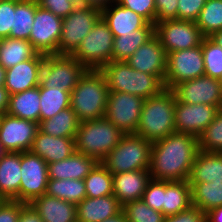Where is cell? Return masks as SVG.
Instances as JSON below:
<instances>
[{
  "instance_id": "6da1fadb",
  "label": "cell",
  "mask_w": 222,
  "mask_h": 222,
  "mask_svg": "<svg viewBox=\"0 0 222 222\" xmlns=\"http://www.w3.org/2000/svg\"><path fill=\"white\" fill-rule=\"evenodd\" d=\"M198 151V138L190 134L175 132L153 142L149 167L151 178L188 181Z\"/></svg>"
},
{
  "instance_id": "7a4b0ae2",
  "label": "cell",
  "mask_w": 222,
  "mask_h": 222,
  "mask_svg": "<svg viewBox=\"0 0 222 222\" xmlns=\"http://www.w3.org/2000/svg\"><path fill=\"white\" fill-rule=\"evenodd\" d=\"M175 105L176 95L167 88L144 100L136 135L153 143L175 133Z\"/></svg>"
},
{
  "instance_id": "3957f363",
  "label": "cell",
  "mask_w": 222,
  "mask_h": 222,
  "mask_svg": "<svg viewBox=\"0 0 222 222\" xmlns=\"http://www.w3.org/2000/svg\"><path fill=\"white\" fill-rule=\"evenodd\" d=\"M109 89L100 70H87L73 88L70 107L80 122L103 118Z\"/></svg>"
},
{
  "instance_id": "277c9868",
  "label": "cell",
  "mask_w": 222,
  "mask_h": 222,
  "mask_svg": "<svg viewBox=\"0 0 222 222\" xmlns=\"http://www.w3.org/2000/svg\"><path fill=\"white\" fill-rule=\"evenodd\" d=\"M100 71L106 78L109 91L128 93L146 100L165 88L155 75L137 71L126 61H111Z\"/></svg>"
},
{
  "instance_id": "5b68a950",
  "label": "cell",
  "mask_w": 222,
  "mask_h": 222,
  "mask_svg": "<svg viewBox=\"0 0 222 222\" xmlns=\"http://www.w3.org/2000/svg\"><path fill=\"white\" fill-rule=\"evenodd\" d=\"M123 135L124 133L105 117L80 122L75 137V152L101 163Z\"/></svg>"
},
{
  "instance_id": "8992f818",
  "label": "cell",
  "mask_w": 222,
  "mask_h": 222,
  "mask_svg": "<svg viewBox=\"0 0 222 222\" xmlns=\"http://www.w3.org/2000/svg\"><path fill=\"white\" fill-rule=\"evenodd\" d=\"M152 144L136 134H124L101 163L112 174L149 169Z\"/></svg>"
},
{
  "instance_id": "52a82bcc",
  "label": "cell",
  "mask_w": 222,
  "mask_h": 222,
  "mask_svg": "<svg viewBox=\"0 0 222 222\" xmlns=\"http://www.w3.org/2000/svg\"><path fill=\"white\" fill-rule=\"evenodd\" d=\"M113 42V33L100 17L72 56L88 70H101L112 61Z\"/></svg>"
},
{
  "instance_id": "ba28073f",
  "label": "cell",
  "mask_w": 222,
  "mask_h": 222,
  "mask_svg": "<svg viewBox=\"0 0 222 222\" xmlns=\"http://www.w3.org/2000/svg\"><path fill=\"white\" fill-rule=\"evenodd\" d=\"M87 70L72 55H45L40 84L45 88L56 87L71 93Z\"/></svg>"
},
{
  "instance_id": "9c48e42d",
  "label": "cell",
  "mask_w": 222,
  "mask_h": 222,
  "mask_svg": "<svg viewBox=\"0 0 222 222\" xmlns=\"http://www.w3.org/2000/svg\"><path fill=\"white\" fill-rule=\"evenodd\" d=\"M101 17V9L92 6H77L63 18L57 55H72L83 38L92 30Z\"/></svg>"
},
{
  "instance_id": "30bf717a",
  "label": "cell",
  "mask_w": 222,
  "mask_h": 222,
  "mask_svg": "<svg viewBox=\"0 0 222 222\" xmlns=\"http://www.w3.org/2000/svg\"><path fill=\"white\" fill-rule=\"evenodd\" d=\"M155 35L166 53L199 46L205 37L196 22L178 19L156 22Z\"/></svg>"
},
{
  "instance_id": "8fae6325",
  "label": "cell",
  "mask_w": 222,
  "mask_h": 222,
  "mask_svg": "<svg viewBox=\"0 0 222 222\" xmlns=\"http://www.w3.org/2000/svg\"><path fill=\"white\" fill-rule=\"evenodd\" d=\"M205 74L202 44L191 49L167 53L164 86L173 89L177 84Z\"/></svg>"
},
{
  "instance_id": "7c38bea8",
  "label": "cell",
  "mask_w": 222,
  "mask_h": 222,
  "mask_svg": "<svg viewBox=\"0 0 222 222\" xmlns=\"http://www.w3.org/2000/svg\"><path fill=\"white\" fill-rule=\"evenodd\" d=\"M144 100L136 95L109 91L104 117L122 133L136 134Z\"/></svg>"
},
{
  "instance_id": "4fadbf2b",
  "label": "cell",
  "mask_w": 222,
  "mask_h": 222,
  "mask_svg": "<svg viewBox=\"0 0 222 222\" xmlns=\"http://www.w3.org/2000/svg\"><path fill=\"white\" fill-rule=\"evenodd\" d=\"M48 164L31 151L21 153V181L19 202L30 204L44 195L48 184Z\"/></svg>"
},
{
  "instance_id": "5bb4252c",
  "label": "cell",
  "mask_w": 222,
  "mask_h": 222,
  "mask_svg": "<svg viewBox=\"0 0 222 222\" xmlns=\"http://www.w3.org/2000/svg\"><path fill=\"white\" fill-rule=\"evenodd\" d=\"M62 21L63 18L41 8L37 3L34 22L28 40L38 53L54 55L58 52Z\"/></svg>"
},
{
  "instance_id": "9a60e30c",
  "label": "cell",
  "mask_w": 222,
  "mask_h": 222,
  "mask_svg": "<svg viewBox=\"0 0 222 222\" xmlns=\"http://www.w3.org/2000/svg\"><path fill=\"white\" fill-rule=\"evenodd\" d=\"M179 102L207 104L222 108V86L218 79L206 75L177 84L172 89Z\"/></svg>"
},
{
  "instance_id": "2e32d148",
  "label": "cell",
  "mask_w": 222,
  "mask_h": 222,
  "mask_svg": "<svg viewBox=\"0 0 222 222\" xmlns=\"http://www.w3.org/2000/svg\"><path fill=\"white\" fill-rule=\"evenodd\" d=\"M38 123L3 114L0 120V141L8 152L30 151Z\"/></svg>"
},
{
  "instance_id": "e0dca14e",
  "label": "cell",
  "mask_w": 222,
  "mask_h": 222,
  "mask_svg": "<svg viewBox=\"0 0 222 222\" xmlns=\"http://www.w3.org/2000/svg\"><path fill=\"white\" fill-rule=\"evenodd\" d=\"M175 131L199 137L219 111L216 106L188 104L176 99Z\"/></svg>"
},
{
  "instance_id": "ac0fdd59",
  "label": "cell",
  "mask_w": 222,
  "mask_h": 222,
  "mask_svg": "<svg viewBox=\"0 0 222 222\" xmlns=\"http://www.w3.org/2000/svg\"><path fill=\"white\" fill-rule=\"evenodd\" d=\"M126 62L137 71L155 75L164 84L167 53L156 35L138 47Z\"/></svg>"
},
{
  "instance_id": "d6986e66",
  "label": "cell",
  "mask_w": 222,
  "mask_h": 222,
  "mask_svg": "<svg viewBox=\"0 0 222 222\" xmlns=\"http://www.w3.org/2000/svg\"><path fill=\"white\" fill-rule=\"evenodd\" d=\"M45 55L38 53L34 58L16 64L6 70L4 87L12 95L37 87Z\"/></svg>"
},
{
  "instance_id": "ffe728a7",
  "label": "cell",
  "mask_w": 222,
  "mask_h": 222,
  "mask_svg": "<svg viewBox=\"0 0 222 222\" xmlns=\"http://www.w3.org/2000/svg\"><path fill=\"white\" fill-rule=\"evenodd\" d=\"M113 195L123 206L127 202L141 200L148 182L152 179L149 169L112 174Z\"/></svg>"
},
{
  "instance_id": "44dd1931",
  "label": "cell",
  "mask_w": 222,
  "mask_h": 222,
  "mask_svg": "<svg viewBox=\"0 0 222 222\" xmlns=\"http://www.w3.org/2000/svg\"><path fill=\"white\" fill-rule=\"evenodd\" d=\"M30 151L47 164L65 160L75 152V138L53 137L38 129Z\"/></svg>"
},
{
  "instance_id": "7402d4cb",
  "label": "cell",
  "mask_w": 222,
  "mask_h": 222,
  "mask_svg": "<svg viewBox=\"0 0 222 222\" xmlns=\"http://www.w3.org/2000/svg\"><path fill=\"white\" fill-rule=\"evenodd\" d=\"M122 212V205L114 195L86 197L76 205L77 222H102Z\"/></svg>"
},
{
  "instance_id": "603a6c76",
  "label": "cell",
  "mask_w": 222,
  "mask_h": 222,
  "mask_svg": "<svg viewBox=\"0 0 222 222\" xmlns=\"http://www.w3.org/2000/svg\"><path fill=\"white\" fill-rule=\"evenodd\" d=\"M101 17L107 23L114 37L132 33L134 30L143 28L148 23L136 12L116 2L101 9Z\"/></svg>"
},
{
  "instance_id": "cb8c5ba5",
  "label": "cell",
  "mask_w": 222,
  "mask_h": 222,
  "mask_svg": "<svg viewBox=\"0 0 222 222\" xmlns=\"http://www.w3.org/2000/svg\"><path fill=\"white\" fill-rule=\"evenodd\" d=\"M98 162L85 154L74 152L65 160L48 164L49 179H80L85 177L94 169Z\"/></svg>"
},
{
  "instance_id": "d4e9b609",
  "label": "cell",
  "mask_w": 222,
  "mask_h": 222,
  "mask_svg": "<svg viewBox=\"0 0 222 222\" xmlns=\"http://www.w3.org/2000/svg\"><path fill=\"white\" fill-rule=\"evenodd\" d=\"M30 205L43 222H77L76 205L70 202L44 194Z\"/></svg>"
},
{
  "instance_id": "484cf974",
  "label": "cell",
  "mask_w": 222,
  "mask_h": 222,
  "mask_svg": "<svg viewBox=\"0 0 222 222\" xmlns=\"http://www.w3.org/2000/svg\"><path fill=\"white\" fill-rule=\"evenodd\" d=\"M21 152H8L0 160V196L19 201Z\"/></svg>"
},
{
  "instance_id": "4316f807",
  "label": "cell",
  "mask_w": 222,
  "mask_h": 222,
  "mask_svg": "<svg viewBox=\"0 0 222 222\" xmlns=\"http://www.w3.org/2000/svg\"><path fill=\"white\" fill-rule=\"evenodd\" d=\"M188 181L189 183L222 182V153L199 150Z\"/></svg>"
},
{
  "instance_id": "83f0119b",
  "label": "cell",
  "mask_w": 222,
  "mask_h": 222,
  "mask_svg": "<svg viewBox=\"0 0 222 222\" xmlns=\"http://www.w3.org/2000/svg\"><path fill=\"white\" fill-rule=\"evenodd\" d=\"M6 113L39 124L40 84L32 89L10 95Z\"/></svg>"
},
{
  "instance_id": "f1b7e54d",
  "label": "cell",
  "mask_w": 222,
  "mask_h": 222,
  "mask_svg": "<svg viewBox=\"0 0 222 222\" xmlns=\"http://www.w3.org/2000/svg\"><path fill=\"white\" fill-rule=\"evenodd\" d=\"M191 205L189 181H163L162 213L165 217L186 210Z\"/></svg>"
},
{
  "instance_id": "f546056e",
  "label": "cell",
  "mask_w": 222,
  "mask_h": 222,
  "mask_svg": "<svg viewBox=\"0 0 222 222\" xmlns=\"http://www.w3.org/2000/svg\"><path fill=\"white\" fill-rule=\"evenodd\" d=\"M155 35V24L147 23L132 33L114 37L112 61H126L133 53Z\"/></svg>"
},
{
  "instance_id": "4dcf8cb0",
  "label": "cell",
  "mask_w": 222,
  "mask_h": 222,
  "mask_svg": "<svg viewBox=\"0 0 222 222\" xmlns=\"http://www.w3.org/2000/svg\"><path fill=\"white\" fill-rule=\"evenodd\" d=\"M38 52L29 40L3 38L0 41V65L5 69L34 58Z\"/></svg>"
},
{
  "instance_id": "1f68e13d",
  "label": "cell",
  "mask_w": 222,
  "mask_h": 222,
  "mask_svg": "<svg viewBox=\"0 0 222 222\" xmlns=\"http://www.w3.org/2000/svg\"><path fill=\"white\" fill-rule=\"evenodd\" d=\"M80 121L75 112L68 107L52 118L40 121L38 129L53 137L75 138Z\"/></svg>"
},
{
  "instance_id": "d6a6232c",
  "label": "cell",
  "mask_w": 222,
  "mask_h": 222,
  "mask_svg": "<svg viewBox=\"0 0 222 222\" xmlns=\"http://www.w3.org/2000/svg\"><path fill=\"white\" fill-rule=\"evenodd\" d=\"M37 0H15L13 28L9 38L28 40L31 34Z\"/></svg>"
},
{
  "instance_id": "836d02e7",
  "label": "cell",
  "mask_w": 222,
  "mask_h": 222,
  "mask_svg": "<svg viewBox=\"0 0 222 222\" xmlns=\"http://www.w3.org/2000/svg\"><path fill=\"white\" fill-rule=\"evenodd\" d=\"M45 194L77 205L86 198L85 183L80 179H49Z\"/></svg>"
},
{
  "instance_id": "e575fe53",
  "label": "cell",
  "mask_w": 222,
  "mask_h": 222,
  "mask_svg": "<svg viewBox=\"0 0 222 222\" xmlns=\"http://www.w3.org/2000/svg\"><path fill=\"white\" fill-rule=\"evenodd\" d=\"M192 205L205 213L222 206V182L189 183Z\"/></svg>"
},
{
  "instance_id": "d590c367",
  "label": "cell",
  "mask_w": 222,
  "mask_h": 222,
  "mask_svg": "<svg viewBox=\"0 0 222 222\" xmlns=\"http://www.w3.org/2000/svg\"><path fill=\"white\" fill-rule=\"evenodd\" d=\"M71 93L56 87L45 88L40 84V121L52 118L70 107Z\"/></svg>"
},
{
  "instance_id": "8d00e7d4",
  "label": "cell",
  "mask_w": 222,
  "mask_h": 222,
  "mask_svg": "<svg viewBox=\"0 0 222 222\" xmlns=\"http://www.w3.org/2000/svg\"><path fill=\"white\" fill-rule=\"evenodd\" d=\"M86 197L99 198L113 195L112 173L102 164L98 163L84 179Z\"/></svg>"
},
{
  "instance_id": "74e56055",
  "label": "cell",
  "mask_w": 222,
  "mask_h": 222,
  "mask_svg": "<svg viewBox=\"0 0 222 222\" xmlns=\"http://www.w3.org/2000/svg\"><path fill=\"white\" fill-rule=\"evenodd\" d=\"M196 25L205 37L222 30V0H207L199 14Z\"/></svg>"
},
{
  "instance_id": "f35d334b",
  "label": "cell",
  "mask_w": 222,
  "mask_h": 222,
  "mask_svg": "<svg viewBox=\"0 0 222 222\" xmlns=\"http://www.w3.org/2000/svg\"><path fill=\"white\" fill-rule=\"evenodd\" d=\"M198 148L205 152L222 153V108L198 137Z\"/></svg>"
},
{
  "instance_id": "ab89813d",
  "label": "cell",
  "mask_w": 222,
  "mask_h": 222,
  "mask_svg": "<svg viewBox=\"0 0 222 222\" xmlns=\"http://www.w3.org/2000/svg\"><path fill=\"white\" fill-rule=\"evenodd\" d=\"M127 222H163L164 214L149 207L142 199L122 206Z\"/></svg>"
},
{
  "instance_id": "60d3db41",
  "label": "cell",
  "mask_w": 222,
  "mask_h": 222,
  "mask_svg": "<svg viewBox=\"0 0 222 222\" xmlns=\"http://www.w3.org/2000/svg\"><path fill=\"white\" fill-rule=\"evenodd\" d=\"M202 53L206 76L218 79L222 75V47L209 37L202 41Z\"/></svg>"
},
{
  "instance_id": "b9f144b4",
  "label": "cell",
  "mask_w": 222,
  "mask_h": 222,
  "mask_svg": "<svg viewBox=\"0 0 222 222\" xmlns=\"http://www.w3.org/2000/svg\"><path fill=\"white\" fill-rule=\"evenodd\" d=\"M116 3L136 12L148 23L155 24V0H116Z\"/></svg>"
},
{
  "instance_id": "7bdbcfd3",
  "label": "cell",
  "mask_w": 222,
  "mask_h": 222,
  "mask_svg": "<svg viewBox=\"0 0 222 222\" xmlns=\"http://www.w3.org/2000/svg\"><path fill=\"white\" fill-rule=\"evenodd\" d=\"M142 200L155 211L162 213L163 180L151 179L143 193Z\"/></svg>"
},
{
  "instance_id": "ee69618b",
  "label": "cell",
  "mask_w": 222,
  "mask_h": 222,
  "mask_svg": "<svg viewBox=\"0 0 222 222\" xmlns=\"http://www.w3.org/2000/svg\"><path fill=\"white\" fill-rule=\"evenodd\" d=\"M15 0H0V39L8 38L13 28Z\"/></svg>"
},
{
  "instance_id": "f6af8a7d",
  "label": "cell",
  "mask_w": 222,
  "mask_h": 222,
  "mask_svg": "<svg viewBox=\"0 0 222 222\" xmlns=\"http://www.w3.org/2000/svg\"><path fill=\"white\" fill-rule=\"evenodd\" d=\"M207 0H178V20L196 22Z\"/></svg>"
},
{
  "instance_id": "bcb514c9",
  "label": "cell",
  "mask_w": 222,
  "mask_h": 222,
  "mask_svg": "<svg viewBox=\"0 0 222 222\" xmlns=\"http://www.w3.org/2000/svg\"><path fill=\"white\" fill-rule=\"evenodd\" d=\"M155 23L178 19V0H155Z\"/></svg>"
},
{
  "instance_id": "7dc6e473",
  "label": "cell",
  "mask_w": 222,
  "mask_h": 222,
  "mask_svg": "<svg viewBox=\"0 0 222 222\" xmlns=\"http://www.w3.org/2000/svg\"><path fill=\"white\" fill-rule=\"evenodd\" d=\"M37 3L41 8L49 10L61 18L67 17L77 7L69 0H37Z\"/></svg>"
},
{
  "instance_id": "c3c4849f",
  "label": "cell",
  "mask_w": 222,
  "mask_h": 222,
  "mask_svg": "<svg viewBox=\"0 0 222 222\" xmlns=\"http://www.w3.org/2000/svg\"><path fill=\"white\" fill-rule=\"evenodd\" d=\"M163 222H206V213L191 205L188 209L175 215L166 216Z\"/></svg>"
},
{
  "instance_id": "681fc988",
  "label": "cell",
  "mask_w": 222,
  "mask_h": 222,
  "mask_svg": "<svg viewBox=\"0 0 222 222\" xmlns=\"http://www.w3.org/2000/svg\"><path fill=\"white\" fill-rule=\"evenodd\" d=\"M25 203L3 199L0 203V222H18L21 208Z\"/></svg>"
},
{
  "instance_id": "f907efd6",
  "label": "cell",
  "mask_w": 222,
  "mask_h": 222,
  "mask_svg": "<svg viewBox=\"0 0 222 222\" xmlns=\"http://www.w3.org/2000/svg\"><path fill=\"white\" fill-rule=\"evenodd\" d=\"M18 222H43V220L30 204H25L21 208Z\"/></svg>"
},
{
  "instance_id": "816d5d0a",
  "label": "cell",
  "mask_w": 222,
  "mask_h": 222,
  "mask_svg": "<svg viewBox=\"0 0 222 222\" xmlns=\"http://www.w3.org/2000/svg\"><path fill=\"white\" fill-rule=\"evenodd\" d=\"M9 96L7 89L4 86H0V113L5 114L9 105Z\"/></svg>"
},
{
  "instance_id": "f5cc1de1",
  "label": "cell",
  "mask_w": 222,
  "mask_h": 222,
  "mask_svg": "<svg viewBox=\"0 0 222 222\" xmlns=\"http://www.w3.org/2000/svg\"><path fill=\"white\" fill-rule=\"evenodd\" d=\"M206 222H222V206L206 212Z\"/></svg>"
},
{
  "instance_id": "db71d44e",
  "label": "cell",
  "mask_w": 222,
  "mask_h": 222,
  "mask_svg": "<svg viewBox=\"0 0 222 222\" xmlns=\"http://www.w3.org/2000/svg\"><path fill=\"white\" fill-rule=\"evenodd\" d=\"M113 2H116V0H86V5L103 9Z\"/></svg>"
},
{
  "instance_id": "11a10c76",
  "label": "cell",
  "mask_w": 222,
  "mask_h": 222,
  "mask_svg": "<svg viewBox=\"0 0 222 222\" xmlns=\"http://www.w3.org/2000/svg\"><path fill=\"white\" fill-rule=\"evenodd\" d=\"M209 38L217 45L222 47V30L212 33Z\"/></svg>"
},
{
  "instance_id": "9f6ffc18",
  "label": "cell",
  "mask_w": 222,
  "mask_h": 222,
  "mask_svg": "<svg viewBox=\"0 0 222 222\" xmlns=\"http://www.w3.org/2000/svg\"><path fill=\"white\" fill-rule=\"evenodd\" d=\"M102 222H127V221H126L125 214L123 212H121L117 216L108 218V219H106V220H104Z\"/></svg>"
},
{
  "instance_id": "6f0895ef",
  "label": "cell",
  "mask_w": 222,
  "mask_h": 222,
  "mask_svg": "<svg viewBox=\"0 0 222 222\" xmlns=\"http://www.w3.org/2000/svg\"><path fill=\"white\" fill-rule=\"evenodd\" d=\"M6 70L0 65V86H4Z\"/></svg>"
},
{
  "instance_id": "680465c9",
  "label": "cell",
  "mask_w": 222,
  "mask_h": 222,
  "mask_svg": "<svg viewBox=\"0 0 222 222\" xmlns=\"http://www.w3.org/2000/svg\"><path fill=\"white\" fill-rule=\"evenodd\" d=\"M8 153V151L4 148L2 142L0 141V160Z\"/></svg>"
},
{
  "instance_id": "91938a15",
  "label": "cell",
  "mask_w": 222,
  "mask_h": 222,
  "mask_svg": "<svg viewBox=\"0 0 222 222\" xmlns=\"http://www.w3.org/2000/svg\"><path fill=\"white\" fill-rule=\"evenodd\" d=\"M77 6H86V0H69Z\"/></svg>"
},
{
  "instance_id": "94428289",
  "label": "cell",
  "mask_w": 222,
  "mask_h": 222,
  "mask_svg": "<svg viewBox=\"0 0 222 222\" xmlns=\"http://www.w3.org/2000/svg\"><path fill=\"white\" fill-rule=\"evenodd\" d=\"M219 82L221 83L222 86V75L218 78Z\"/></svg>"
}]
</instances>
